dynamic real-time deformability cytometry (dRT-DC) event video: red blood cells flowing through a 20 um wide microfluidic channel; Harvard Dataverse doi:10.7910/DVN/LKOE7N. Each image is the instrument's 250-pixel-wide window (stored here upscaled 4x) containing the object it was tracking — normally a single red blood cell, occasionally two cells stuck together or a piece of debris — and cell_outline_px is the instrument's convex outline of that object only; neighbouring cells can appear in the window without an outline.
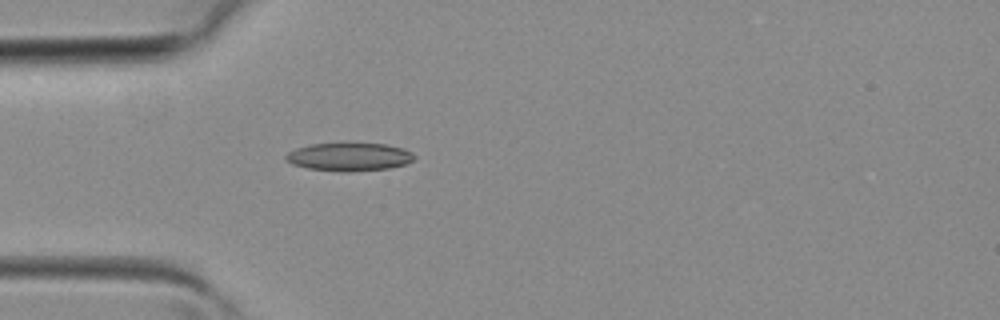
{"species": "common noctule bat (a hibernating species)", "species_latin": "Nyctalus noctula", "temperature_condition": "room temperature", "stored_images_in_passage": 27, "camera_frame_rate_fps": 3000, "um_per_image_px": 0.085, "animal": {"sex": "female", "body_mass_g": 19.3, "forearm_length_mm": 54.1}, "frame": {"image": 1, "passage_image": 4, "time_ms": 1.0, "image_size_px": [1000, 320], "cell_outline_px": [[416, 156], [412, 160], [404, 164], [388, 168], [348, 172], [340, 172], [308, 168], [292, 164], [284, 160], [284, 156], [288, 152], [296, 148], [312, 144], [344, 140], [348, 140], [388, 144], [404, 148], [412, 152]], "centroid_in_image_um": [29.66, 13.27], "position_along_channel_um": 55.3, "area_um2": 22.14}}
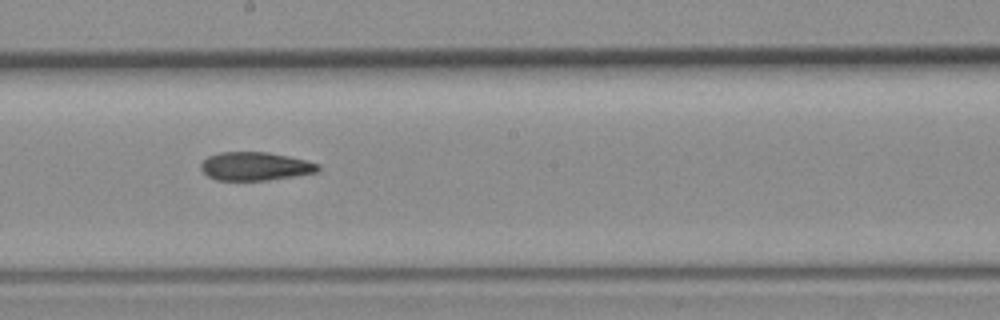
{"frame": {"image": 2, "passage_image": 14, "time_ms": 4.333, "image_size_px": [1000, 320], "cell_outline_px": [[320, 172], [268, 180], [216, 180], [208, 176], [200, 168], [200, 164], [208, 156], [220, 152], [268, 152], [288, 156], [320, 164]], "centroid_in_image_um": [21.71, 14.13], "position_along_channel_um": 226.5, "area_um2": 19.42}}
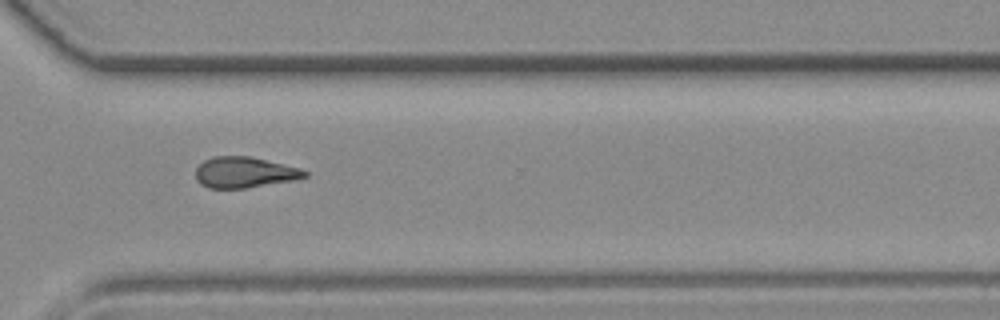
{"frame": {"image": 3, "passage_image": 21, "time_ms": 6.667, "image_size_px": [1000, 320], "cell_outline_px": [[308, 176], [292, 180], [248, 188], [208, 188], [200, 184], [196, 180], [196, 168], [204, 160], [212, 156], [248, 156], [300, 168], [308, 172]], "centroid_in_image_um": [20.75, 14.65], "position_along_channel_um": 349.9, "area_um2": 19.54}}